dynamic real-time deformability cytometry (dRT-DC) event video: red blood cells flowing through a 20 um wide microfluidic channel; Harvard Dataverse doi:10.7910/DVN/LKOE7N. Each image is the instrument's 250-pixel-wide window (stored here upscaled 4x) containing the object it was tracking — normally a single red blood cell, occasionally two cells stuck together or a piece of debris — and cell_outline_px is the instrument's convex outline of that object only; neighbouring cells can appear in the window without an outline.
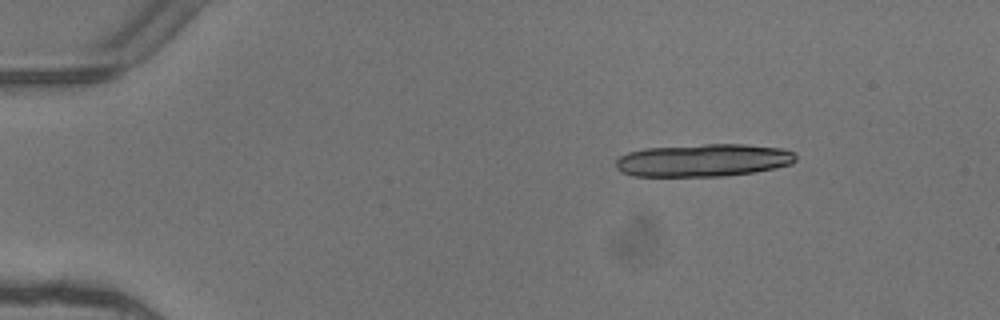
{"species": "common noctule bat (a hibernating species)", "species_latin": "Nyctalus noctula", "temperature_condition": "warm", "stored_images_in_passage": 4, "camera_frame_rate_fps": 3000, "um_per_image_px": 0.085, "animal": {"sex": "female"}, "frame": {"image": 1, "passage_image": 2, "time_ms": 0.333, "image_size_px": [1000, 320], "cell_outline_px": [[796, 160], [792, 164], [756, 172], [724, 176], [632, 176], [620, 172], [616, 168], [616, 160], [620, 156], [628, 152], [644, 148], [704, 144], [744, 144], [780, 148], [792, 152], [796, 156]], "centroid_in_image_um": [59.76, 13.62], "position_along_channel_um": 25.2, "area_um2": 34.45}}